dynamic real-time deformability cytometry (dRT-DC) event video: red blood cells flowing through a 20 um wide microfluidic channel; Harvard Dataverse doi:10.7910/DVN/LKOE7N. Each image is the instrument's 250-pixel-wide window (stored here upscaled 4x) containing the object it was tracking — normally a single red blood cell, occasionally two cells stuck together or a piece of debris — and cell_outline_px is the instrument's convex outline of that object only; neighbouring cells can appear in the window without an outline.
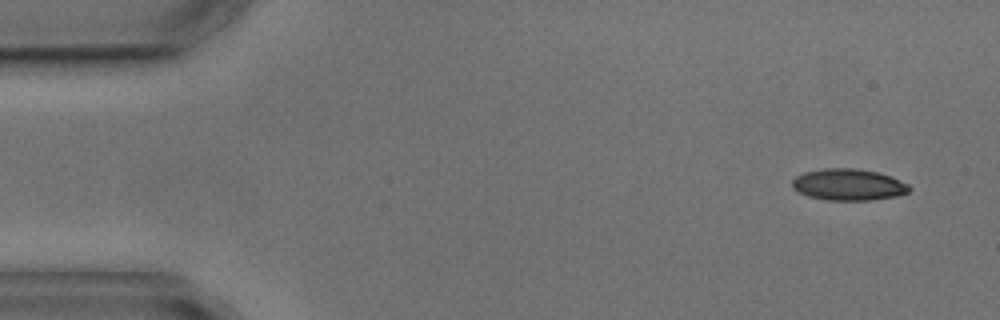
{"species": "common noctule bat (a hibernating species)", "species_latin": "Nyctalus noctula", "temperature_condition": "cold", "stored_images_in_passage": 3, "camera_frame_rate_fps": 3000, "um_per_image_px": 0.085, "animal": {"sex": "male", "body_mass_g": 17.9, "forearm_length_mm": 54.2}, "frame": {"image": 1, "passage_image": 1, "time_ms": 0.0, "image_size_px": [1000, 320], "cell_outline_px": [[912, 188], [908, 192], [896, 196], [872, 200], [828, 200], [808, 196], [792, 188], [792, 180], [796, 176], [804, 172], [824, 168], [856, 168], [876, 172], [888, 176], [908, 184]], "centroid_in_image_um": [72.1, 15.69], "position_along_channel_um": 12.9, "area_um2": 21.39}}